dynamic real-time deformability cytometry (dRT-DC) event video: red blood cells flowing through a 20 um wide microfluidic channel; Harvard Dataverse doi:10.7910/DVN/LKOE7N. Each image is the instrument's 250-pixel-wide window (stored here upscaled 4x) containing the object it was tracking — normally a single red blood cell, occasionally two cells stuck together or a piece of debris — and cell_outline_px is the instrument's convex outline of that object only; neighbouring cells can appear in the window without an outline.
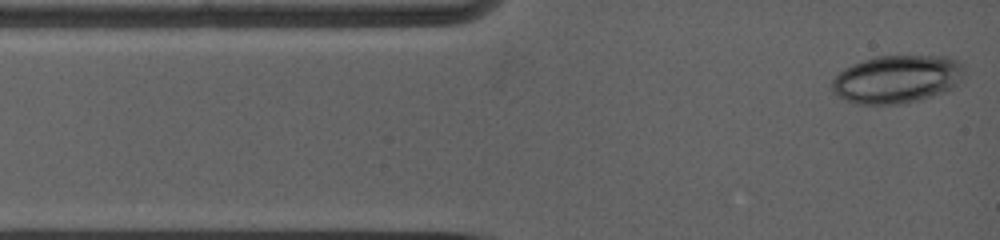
{"species": "common noctule bat (a hibernating species)", "species_latin": "Nyctalus noctula", "temperature_condition": "warm", "stored_images_in_passage": 17, "camera_frame_rate_fps": 5000, "um_per_image_px": 0.085, "animal": {"sex": "female", "body_mass_g": 19.0, "forearm_length_mm": 53.3}, "frame": {"image": 1, "passage_image": 1, "time_ms": 0.0, "image_size_px": [1000, 240], "cell_outline_px": [[964, 76], [956, 84], [940, 92], [908, 100], [880, 104], [864, 104], [848, 100], [840, 96], [832, 88], [832, 80], [844, 68], [852, 64], [876, 56], [948, 56], [960, 60], [964, 64]], "centroid_in_image_um": [76.25, 6.66], "position_along_channel_um": 8.7, "area_um2": 35.84}}
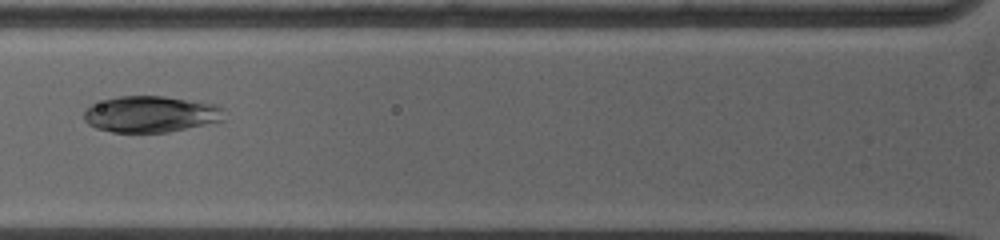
{"frame": {"image": 2, "passage_image": 11, "time_ms": 3.8, "image_size_px": [1000, 240], "cell_outline_px": [[220, 120], [184, 128], [164, 132], [112, 132], [96, 128], [88, 124], [84, 120], [84, 112], [92, 104], [104, 100], [120, 96], [164, 96], [216, 104], [220, 108]], "centroid_in_image_um": [12.71, 9.69], "position_along_channel_um": 113.1, "area_um2": 28.9}}
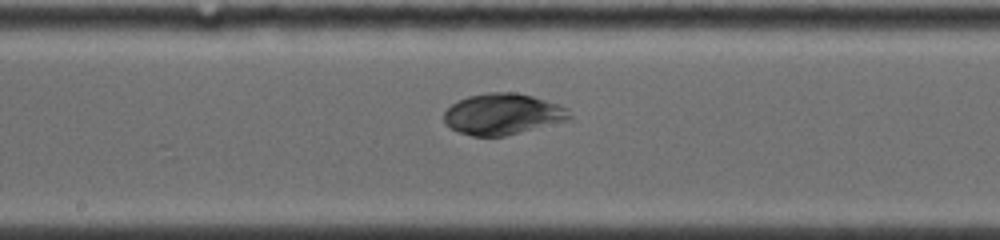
{"frame": {"image": 3, "passage_image": 16, "time_ms": 6.2, "image_size_px": [1000, 240], "cell_outline_px": [[572, 116], [560, 120], [504, 136], [472, 136], [460, 132], [452, 128], [444, 120], [444, 112], [456, 100], [468, 96], [488, 92], [516, 92], [532, 96], [556, 104], [564, 108]], "centroid_in_image_um": [42.61, 9.67], "position_along_channel_um": 205.6, "area_um2": 29.07}}